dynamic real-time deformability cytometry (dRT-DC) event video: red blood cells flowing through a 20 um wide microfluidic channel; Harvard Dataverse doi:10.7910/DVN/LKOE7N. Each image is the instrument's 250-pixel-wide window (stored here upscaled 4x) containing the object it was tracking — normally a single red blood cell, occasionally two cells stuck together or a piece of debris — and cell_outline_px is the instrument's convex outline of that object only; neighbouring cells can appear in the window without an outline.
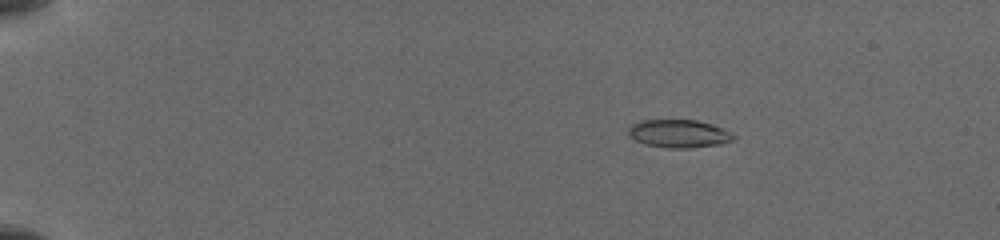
{"species": "common noctule bat (a hibernating species)", "species_latin": "Nyctalus noctula", "temperature_condition": "cold", "stored_images_in_passage": 5, "camera_frame_rate_fps": 3000, "um_per_image_px": 0.085, "animal": {"sex": "female", "body_mass_g": 19.5, "forearm_length_mm": 54.1}, "frame": {"image": 1, "passage_image": 2, "time_ms": 1.333, "image_size_px": [1000, 240], "cell_outline_px": [[736, 136], [732, 140], [720, 144], [692, 148], [664, 148], [644, 144], [628, 136], [628, 128], [632, 124], [640, 120], [696, 120], [712, 124], [732, 132]], "centroid_in_image_um": [57.69, 11.36], "position_along_channel_um": 27.3, "area_um2": 17.34}}
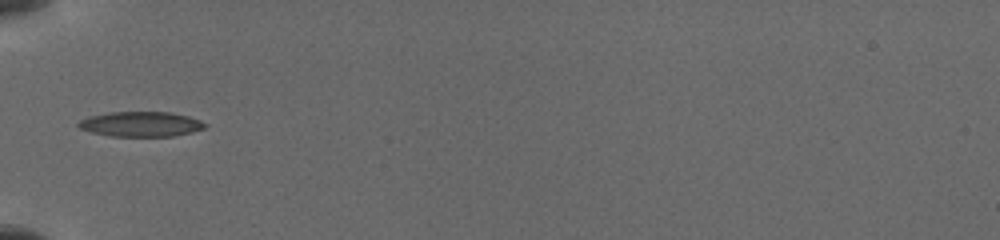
{"frame": {"image": 2, "passage_image": 5, "time_ms": 5.0, "image_size_px": [1000, 240], "cell_outline_px": [[208, 124], [204, 128], [192, 132], [172, 136], [108, 136], [92, 132], [80, 128], [76, 124], [80, 120], [88, 116], [112, 112], [168, 112], [188, 116], [200, 120]], "centroid_in_image_um": [11.97, 10.55], "position_along_channel_um": 73.0, "area_um2": 18.38}}